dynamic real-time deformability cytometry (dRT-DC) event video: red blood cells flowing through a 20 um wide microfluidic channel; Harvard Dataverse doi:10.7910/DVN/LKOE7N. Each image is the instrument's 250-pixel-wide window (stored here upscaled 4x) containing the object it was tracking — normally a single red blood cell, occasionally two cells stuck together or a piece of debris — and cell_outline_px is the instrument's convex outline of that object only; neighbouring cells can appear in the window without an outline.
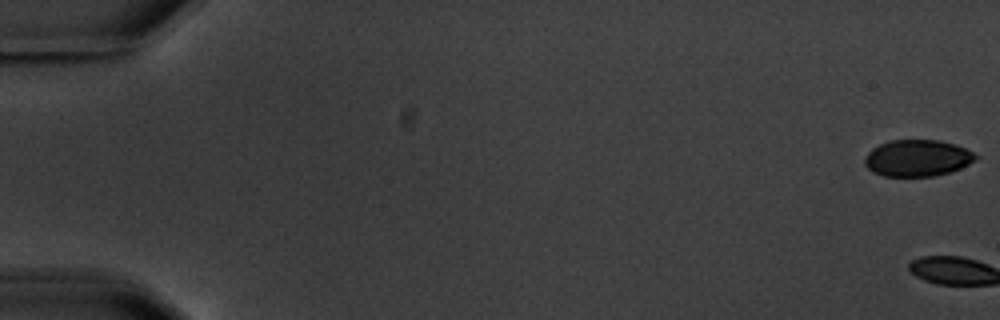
{"species": "common noctule bat (a hibernating species)", "species_latin": "Nyctalus noctula", "temperature_condition": "warm", "stored_images_in_passage": 10, "camera_frame_rate_fps": 3000, "um_per_image_px": 0.085, "animal": {"sex": "male", "body_mass_g": 20.1, "forearm_length_mm": 53.5}, "frame": {"image": 1, "passage_image": 1, "time_ms": 0.0, "image_size_px": [1000, 320], "cell_outline_px": [[980, 156], [976, 160], [960, 168], [936, 176], [884, 176], [872, 172], [864, 164], [864, 160], [868, 152], [872, 148], [888, 140], [940, 140], [964, 148]], "centroid_in_image_um": [77.96, 13.44], "position_along_channel_um": 7.0, "area_um2": 23.64}}
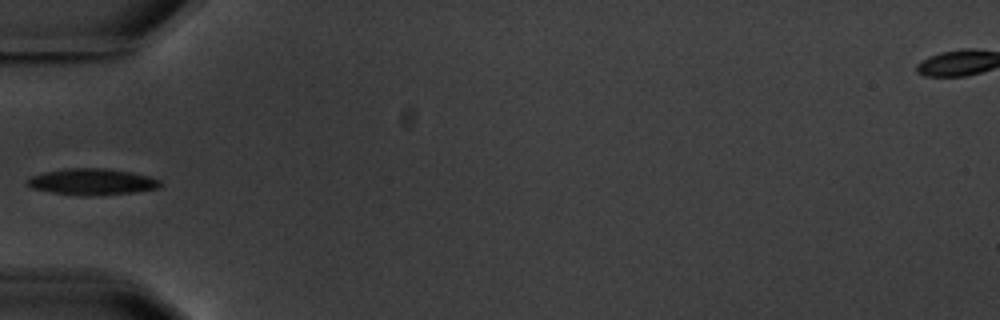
{"frame": {"image": 2, "passage_image": 7, "time_ms": 7.333, "image_size_px": [1000, 320], "cell_outline_px": [[160, 188], [136, 192], [88, 196], [80, 196], [52, 192], [32, 188], [24, 180], [32, 176], [44, 172], [64, 168], [104, 168], [132, 172], [148, 176], [160, 180]], "centroid_in_image_um": [7.82, 15.45], "position_along_channel_um": 77.2, "area_um2": 20.46}}